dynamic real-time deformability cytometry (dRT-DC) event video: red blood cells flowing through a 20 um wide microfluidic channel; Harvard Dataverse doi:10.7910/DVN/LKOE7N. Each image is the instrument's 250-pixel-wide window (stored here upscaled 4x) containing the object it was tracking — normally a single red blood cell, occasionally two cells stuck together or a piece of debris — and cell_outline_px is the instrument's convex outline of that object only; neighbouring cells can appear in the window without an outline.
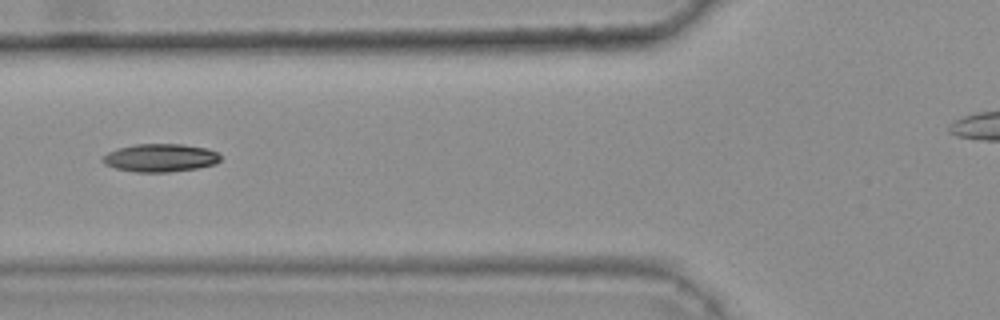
{"species": "common noctule bat (a hibernating species)", "species_latin": "Nyctalus noctula", "temperature_condition": "warm", "stored_images_in_passage": 47, "camera_frame_rate_fps": 3000, "um_per_image_px": 0.085, "animal": {"sex": "female", "body_mass_g": 25.1}, "frame": {"image": 1, "passage_image": 21, "time_ms": 6.667, "image_size_px": [1000, 320], "cell_outline_px": [[220, 160], [216, 164], [196, 168], [168, 172], [136, 172], [116, 168], [104, 164], [100, 160], [108, 152], [116, 148], [136, 144], [184, 144], [208, 148], [216, 152], [220, 156]], "centroid_in_image_um": [13.61, 13.41], "position_along_channel_um": 112.2, "area_um2": 19.31}, "authors_computed_cell_mechanics": {"area_um2": 18.7272, "velocity_mm_per_s": 3.7844, "shape_relaxation_time_tau1_ms": 11.0928, "shape_relaxation_time_tau2_ms": 7.0185, "deformation_change_tau1": 0.2535, "deformation_change_tau2": 0.1429}}